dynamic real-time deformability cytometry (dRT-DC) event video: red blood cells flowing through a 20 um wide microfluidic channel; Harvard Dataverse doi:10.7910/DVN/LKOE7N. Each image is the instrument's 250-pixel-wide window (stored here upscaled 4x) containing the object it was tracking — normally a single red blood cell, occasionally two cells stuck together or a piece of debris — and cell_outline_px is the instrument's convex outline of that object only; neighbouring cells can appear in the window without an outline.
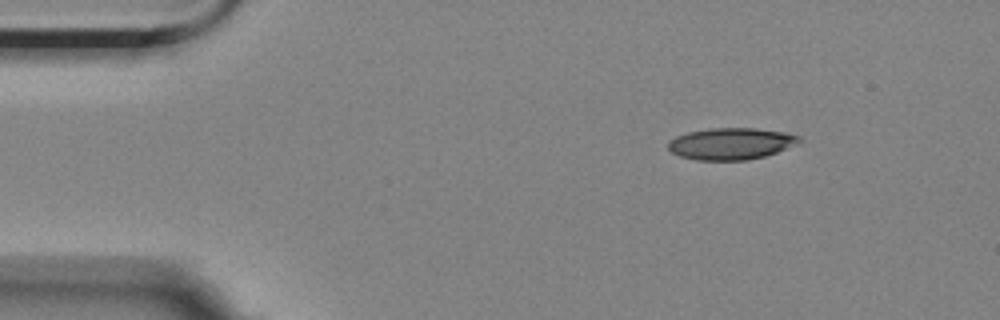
{"species": "Egyptian fruit bat (a non-hibernating species)", "species_latin": "Rousettus aegyptiacus", "temperature_condition": "room temperature", "stored_images_in_passage": 3, "camera_frame_rate_fps": 3000, "um_per_image_px": 0.085, "animal": {"sex": "female"}, "frame": {"image": 1, "passage_image": 1, "time_ms": 0.0, "image_size_px": [1000, 320], "cell_outline_px": [[804, 140], [796, 144], [776, 152], [764, 156], [748, 160], [696, 160], [680, 156], [672, 152], [668, 148], [668, 140], [676, 136], [688, 132], [708, 128], [756, 128], [784, 132], [800, 136]], "centroid_in_image_um": [62.13, 12.2], "position_along_channel_um": 22.9, "area_um2": 24.28}}